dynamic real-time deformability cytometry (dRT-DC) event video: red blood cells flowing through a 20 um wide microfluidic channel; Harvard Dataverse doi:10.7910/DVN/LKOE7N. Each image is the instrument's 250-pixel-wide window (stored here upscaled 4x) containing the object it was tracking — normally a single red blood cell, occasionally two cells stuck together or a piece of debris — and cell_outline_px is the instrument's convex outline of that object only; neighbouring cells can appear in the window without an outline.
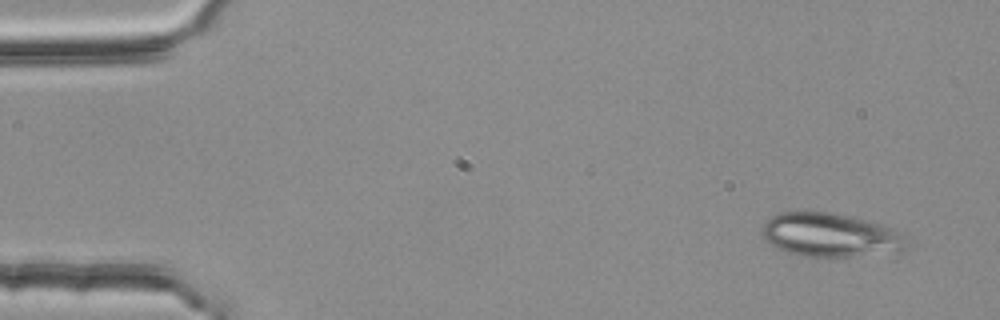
{"species": "common noctule bat (a hibernating species)", "species_latin": "Nyctalus noctula", "temperature_condition": "room temperature", "stored_images_in_passage": 3, "camera_frame_rate_fps": 3000, "um_per_image_px": 0.085, "animal": {"sex": "female", "body_mass_g": 25.1}, "frame": {"image": 1, "passage_image": 1, "time_ms": 0.0, "image_size_px": [1000, 320], "cell_outline_px": [[908, 248], [904, 252], [848, 256], [804, 256], [788, 252], [776, 248], [764, 240], [760, 232], [760, 228], [764, 220], [780, 212], [828, 212], [852, 216], [884, 224], [904, 232], [908, 240]], "centroid_in_image_um": [70.63, 19.97], "position_along_channel_um": 14.4, "area_um2": 37.69}}